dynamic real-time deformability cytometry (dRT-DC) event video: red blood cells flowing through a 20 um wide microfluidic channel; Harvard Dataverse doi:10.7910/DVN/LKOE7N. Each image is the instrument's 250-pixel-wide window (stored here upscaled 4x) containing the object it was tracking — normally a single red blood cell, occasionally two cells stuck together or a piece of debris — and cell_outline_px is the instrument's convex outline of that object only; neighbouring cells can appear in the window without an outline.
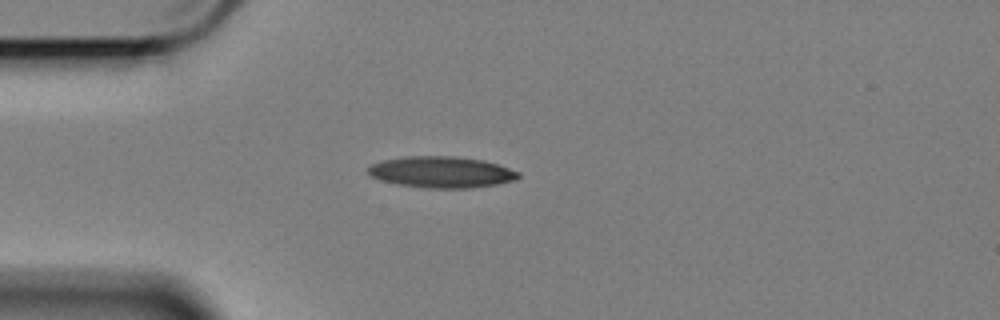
{"species": "Egyptian fruit bat (a non-hibernating species)", "species_latin": "Rousettus aegyptiacus", "temperature_condition": "cold", "stored_images_in_passage": 44, "camera_frame_rate_fps": 3000, "um_per_image_px": 0.085, "animal": {"sex": "female"}, "frame": {"image": 1, "passage_image": 1, "time_ms": 0.0, "image_size_px": [1000, 320], "cell_outline_px": [[520, 176], [516, 180], [496, 184], [468, 188], [428, 188], [396, 184], [380, 180], [372, 176], [368, 172], [368, 168], [372, 164], [384, 160], [404, 156], [456, 156], [484, 160], [500, 164], [520, 172]], "centroid_in_image_um": [37.56, 14.62], "position_along_channel_um": 47.4, "area_um2": 27.51}}
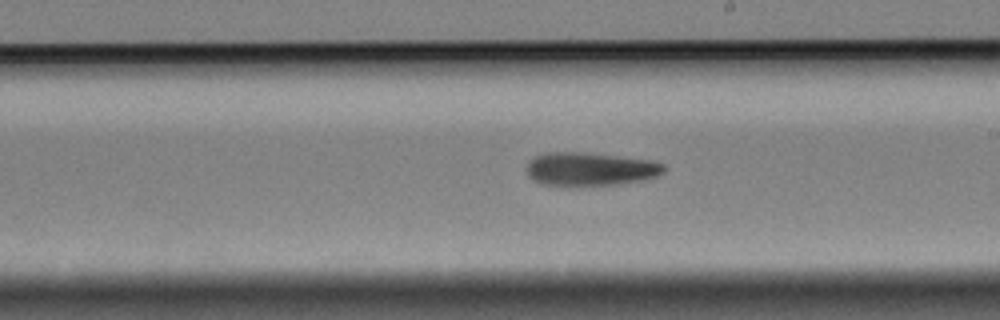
{"frame": {"image": 2, "passage_image": 19, "time_ms": 6.0, "image_size_px": [1000, 320], "cell_outline_px": [[664, 172], [656, 176], [644, 180], [624, 184], [568, 188], [544, 184], [532, 180], [528, 176], [528, 164], [536, 156], [544, 152], [580, 152], [652, 160], [664, 164]], "centroid_in_image_um": [50.16, 14.41], "position_along_channel_um": 238.8, "area_um2": 27.34}}
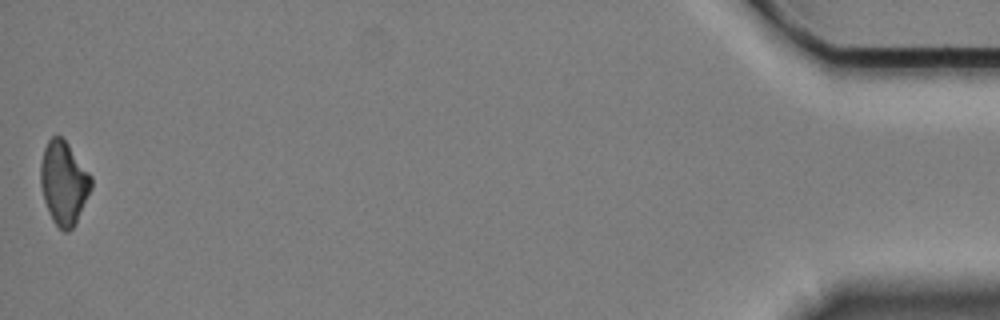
{"frame": {"image": 3, "passage_image": 44, "time_ms": 14.333, "image_size_px": [1000, 320], "cell_outline_px": [[92, 188], [72, 228], [68, 232], [64, 232], [52, 220], [44, 200], [40, 184], [40, 164], [44, 148], [48, 140], [52, 136], [60, 136], [68, 144], [92, 176]], "centroid_in_image_um": [5.41, 15.53], "position_along_channel_um": 429.8, "area_um2": 24.33}, "authors_computed_cell_mechanics": {"area_um2": 26.1834, "velocity_mm_per_s": 3.4132, "shape_relaxation_time_tau1_ms": 9.8245, "shape_relaxation_time_tau2_ms": null, "deformation_change_tau1": 0.2132, "deformation_change_tau2": null}}